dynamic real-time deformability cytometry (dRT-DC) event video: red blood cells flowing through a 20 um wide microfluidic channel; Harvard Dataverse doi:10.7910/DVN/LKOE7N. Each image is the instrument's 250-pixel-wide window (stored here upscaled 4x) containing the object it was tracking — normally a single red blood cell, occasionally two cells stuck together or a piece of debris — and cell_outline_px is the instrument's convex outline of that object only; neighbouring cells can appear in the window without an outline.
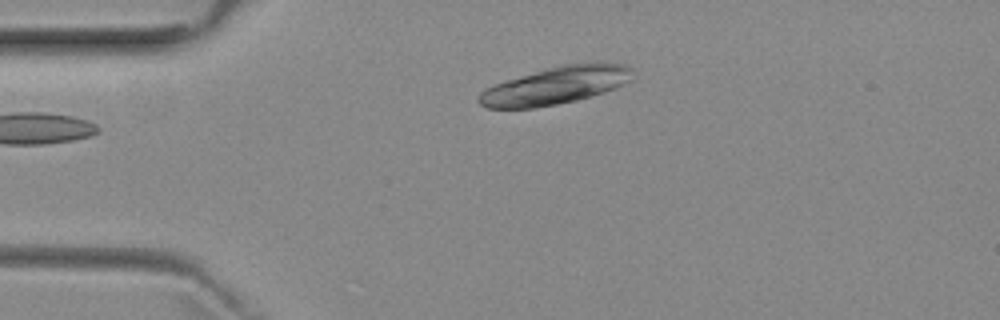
{"species": "common noctule bat (a hibernating species)", "species_latin": "Nyctalus noctula", "temperature_condition": "room temperature", "stored_images_in_passage": 8, "camera_frame_rate_fps": 3000, "um_per_image_px": 0.085, "animal": {"sex": "female", "body_mass_g": 29.2, "forearm_length_mm": 56.3}, "frame": {"image": 1, "passage_image": 1, "time_ms": 0.0, "image_size_px": [1000, 320], "cell_outline_px": [[632, 68], [628, 80], [612, 88], [576, 100], [556, 104], [532, 108], [488, 108], [480, 104], [476, 100], [476, 96], [484, 88], [508, 80], [560, 64], [588, 60], [596, 60], [628, 64]], "centroid_in_image_um": [47.21, 7.22], "position_along_channel_um": 37.8, "area_um2": 33.64}}